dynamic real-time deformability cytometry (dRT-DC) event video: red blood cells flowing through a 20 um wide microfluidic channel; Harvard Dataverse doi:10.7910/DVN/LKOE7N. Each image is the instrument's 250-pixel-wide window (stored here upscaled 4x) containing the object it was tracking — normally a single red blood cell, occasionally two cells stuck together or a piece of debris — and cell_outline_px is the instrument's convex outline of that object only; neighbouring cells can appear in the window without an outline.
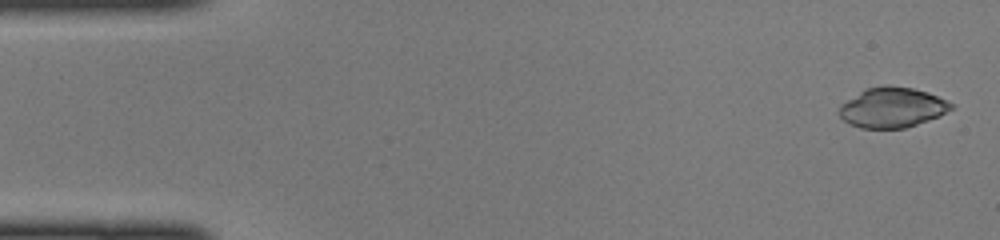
{"species": "common noctule bat (a hibernating species)", "species_latin": "Nyctalus noctula", "temperature_condition": "cold", "stored_images_in_passage": 13, "camera_frame_rate_fps": 3000, "um_per_image_px": 0.085, "animal": {"sex": "female", "body_mass_g": 22.0, "forearm_length_mm": 56.7}, "frame": {"image": 1, "passage_image": 1, "time_ms": 0.0, "image_size_px": [1000, 240], "cell_outline_px": [[956, 104], [952, 108], [940, 116], [904, 128], [860, 128], [844, 120], [836, 112], [840, 104], [860, 92], [868, 88], [912, 88], [928, 92]], "centroid_in_image_um": [75.85, 9.17], "position_along_channel_um": 9.2, "area_um2": 25.55}}
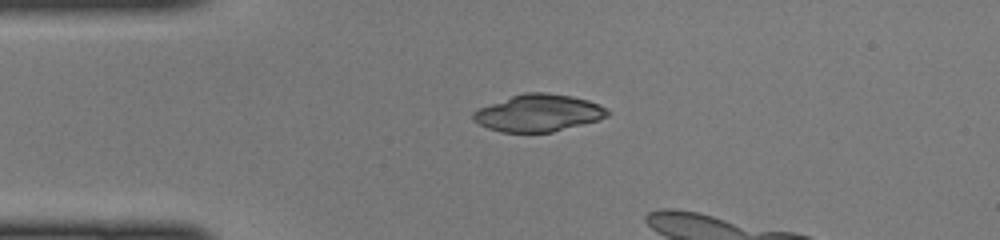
{"frame": {"image": 2, "passage_image": 10, "time_ms": 3.0, "image_size_px": [1000, 240], "cell_outline_px": [[612, 112], [608, 116], [596, 120], [552, 132], [500, 132], [488, 128], [472, 120], [472, 112], [480, 108], [512, 96], [524, 92], [544, 92], [572, 96], [588, 100], [600, 104]], "centroid_in_image_um": [45.78, 9.6], "position_along_channel_um": 39.2, "area_um2": 28.84}}